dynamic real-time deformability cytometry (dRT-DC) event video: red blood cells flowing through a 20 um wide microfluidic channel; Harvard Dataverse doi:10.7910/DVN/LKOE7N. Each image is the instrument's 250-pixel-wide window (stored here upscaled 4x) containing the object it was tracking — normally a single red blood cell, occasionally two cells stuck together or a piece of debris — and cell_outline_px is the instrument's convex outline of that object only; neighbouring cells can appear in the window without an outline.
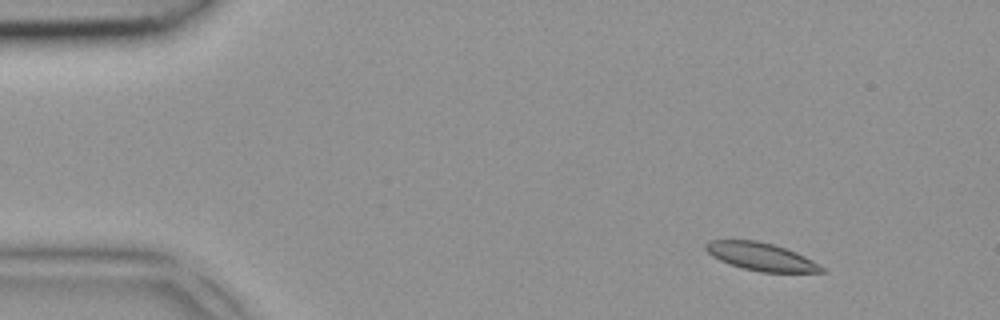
{"species": "common noctule bat (a hibernating species)", "species_latin": "Nyctalus noctula", "temperature_condition": "room temperature", "stored_images_in_passage": 3, "camera_frame_rate_fps": 3000, "um_per_image_px": 0.085, "animal": {"sex": "female", "body_mass_g": 18.4}, "frame": {"image": 1, "passage_image": 1, "time_ms": 0.0, "image_size_px": [1000, 320], "cell_outline_px": [[828, 272], [760, 272], [744, 268], [720, 260], [712, 256], [704, 248], [704, 244], [708, 240], [756, 240], [772, 244], [796, 252], [812, 260], [824, 268]], "centroid_in_image_um": [64.68, 21.81], "position_along_channel_um": 20.3, "area_um2": 18.61}}